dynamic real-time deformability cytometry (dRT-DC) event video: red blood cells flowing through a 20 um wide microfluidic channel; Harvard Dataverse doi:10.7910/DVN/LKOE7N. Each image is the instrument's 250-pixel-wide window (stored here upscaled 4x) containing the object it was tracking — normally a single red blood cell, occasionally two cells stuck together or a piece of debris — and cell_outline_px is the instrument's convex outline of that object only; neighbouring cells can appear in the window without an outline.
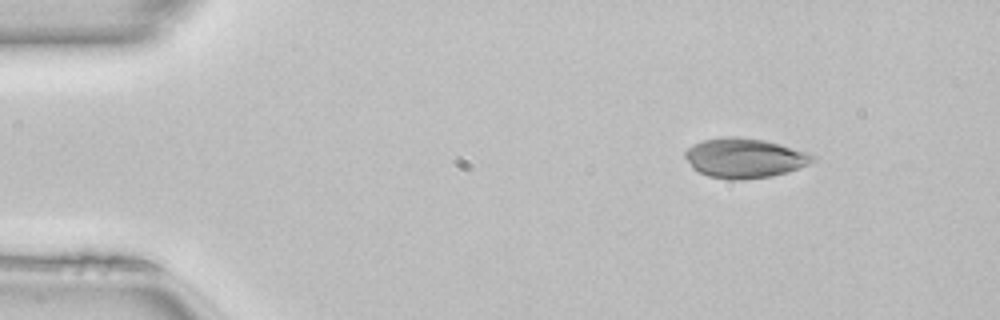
{"species": "common noctule bat (a hibernating species)", "species_latin": "Nyctalus noctula", "temperature_condition": "room temperature", "stored_images_in_passage": 10, "camera_frame_rate_fps": 3000, "um_per_image_px": 0.085, "animal": {"sex": "female", "body_mass_g": 22.7, "forearm_length_mm": 54.2}, "frame": {"image": 1, "passage_image": 1, "time_ms": 0.0, "image_size_px": [1000, 320], "cell_outline_px": [[816, 160], [808, 164], [788, 172], [772, 176], [736, 180], [732, 180], [708, 176], [692, 168], [684, 156], [684, 152], [692, 144], [704, 140], [724, 136], [736, 136], [764, 140], [812, 152], [816, 156]], "centroid_in_image_um": [63.31, 13.42], "position_along_channel_um": 21.7, "area_um2": 29.77}}
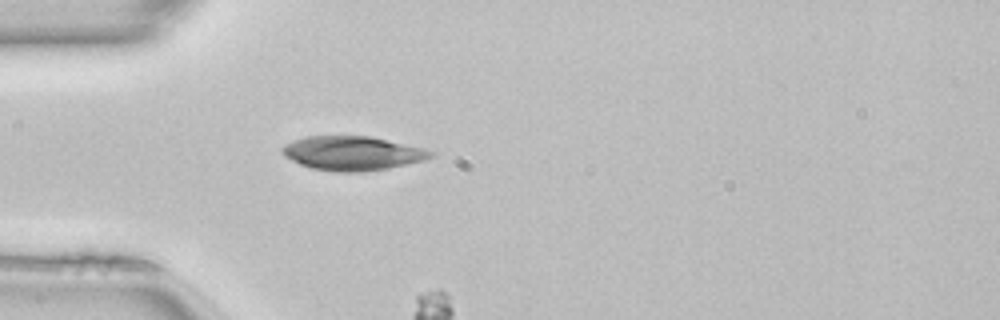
{"frame": {"image": 2, "passage_image": 9, "time_ms": 2.667, "image_size_px": [1000, 320], "cell_outline_px": [[436, 156], [424, 160], [388, 168], [364, 172], [336, 172], [312, 168], [300, 164], [284, 156], [280, 152], [280, 148], [284, 144], [304, 136], [372, 136], [424, 148], [436, 152]], "centroid_in_image_um": [29.96, 13.02], "position_along_channel_um": 55.0, "area_um2": 29.82}}